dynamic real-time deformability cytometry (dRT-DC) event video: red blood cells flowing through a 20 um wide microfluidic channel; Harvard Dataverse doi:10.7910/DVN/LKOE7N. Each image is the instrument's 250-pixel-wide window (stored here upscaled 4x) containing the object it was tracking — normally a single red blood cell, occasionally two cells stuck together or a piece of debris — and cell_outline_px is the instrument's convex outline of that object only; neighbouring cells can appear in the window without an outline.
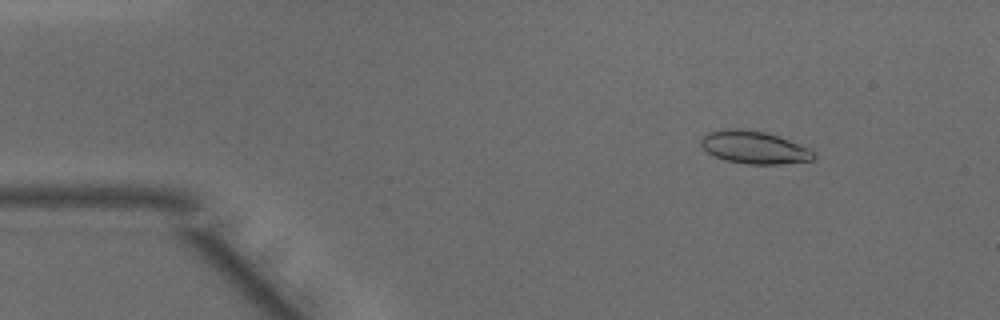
{"species": "common noctule bat (a hibernating species)", "species_latin": "Nyctalus noctula", "temperature_condition": "warm", "stored_images_in_passage": 43, "camera_frame_rate_fps": 3000, "um_per_image_px": 0.085, "animal": {"sex": "male", "body_mass_g": 15.6}, "frame": {"image": 1, "passage_image": 1, "time_ms": 0.0, "image_size_px": [1000, 320], "cell_outline_px": [[816, 156], [812, 160], [780, 164], [748, 164], [728, 160], [716, 156], [708, 152], [700, 144], [700, 140], [708, 132], [728, 128], [740, 128], [764, 132], [788, 140], [808, 148]], "centroid_in_image_um": [64.08, 12.52], "position_along_channel_um": 20.9, "area_um2": 21.04}}
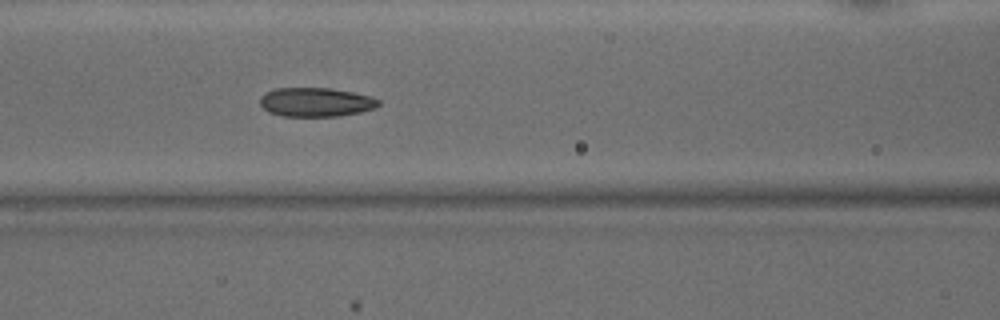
{"frame": {"image": 2, "passage_image": 15, "time_ms": 4.667, "image_size_px": [1000, 320], "cell_outline_px": [[380, 104], [376, 108], [360, 112], [336, 116], [284, 116], [268, 112], [260, 104], [260, 96], [264, 92], [276, 88], [332, 88], [356, 92], [372, 96], [380, 100]], "centroid_in_image_um": [26.87, 8.67], "position_along_channel_um": 139.7, "area_um2": 20.29}}
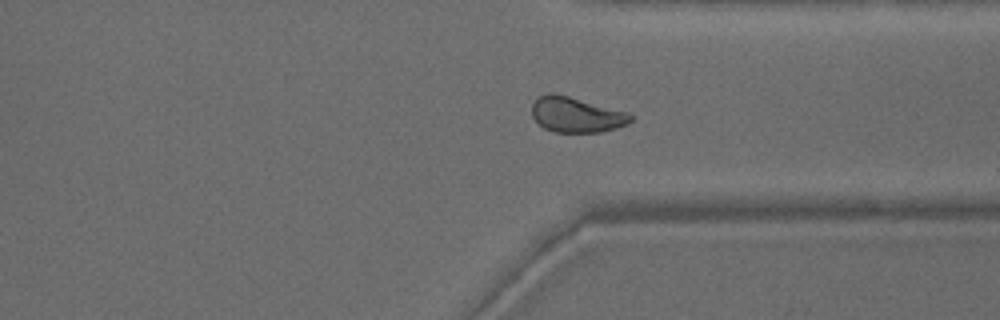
{"frame": {"image": 3, "passage_image": 31, "time_ms": 10.0, "image_size_px": [1000, 320], "cell_outline_px": [[632, 120], [628, 124], [616, 128], [600, 132], [556, 132], [544, 128], [532, 116], [532, 104], [540, 96], [548, 92], [552, 92], [568, 96], [628, 112], [632, 116]], "centroid_in_image_um": [48.99, 9.75], "position_along_channel_um": 362.4, "area_um2": 20.17}, "authors_computed_cell_mechanics": {"area_um2": 20.6924, "velocity_mm_per_s": 4.1839, "shape_relaxation_time_tau1_ms": 4.1261, "shape_relaxation_time_tau2_ms": 2.2592, "deformation_change_tau1": 0.1123, "deformation_change_tau2": 0.0558}}